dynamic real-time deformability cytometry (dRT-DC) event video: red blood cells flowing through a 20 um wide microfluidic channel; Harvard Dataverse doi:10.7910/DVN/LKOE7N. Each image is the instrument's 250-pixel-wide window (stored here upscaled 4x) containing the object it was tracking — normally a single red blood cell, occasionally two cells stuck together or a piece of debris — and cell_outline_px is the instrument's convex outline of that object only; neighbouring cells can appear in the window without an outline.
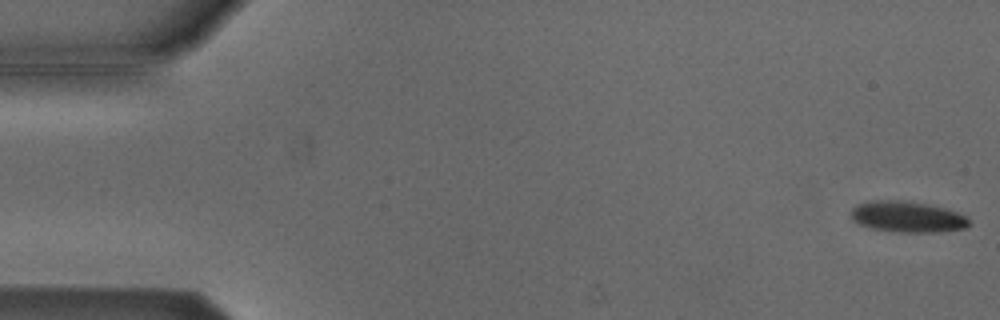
{"species": "Egyptian fruit bat (a non-hibernating species)", "species_latin": "Rousettus aegyptiacus", "temperature_condition": "cold", "stored_images_in_passage": 5, "camera_frame_rate_fps": 3000, "um_per_image_px": 0.085, "animal": {"sex": "male"}, "frame": {"image": 1, "passage_image": 1, "time_ms": 0.0, "image_size_px": [1000, 320], "cell_outline_px": [[972, 224], [964, 228], [936, 232], [900, 232], [872, 228], [860, 224], [852, 220], [852, 208], [856, 204], [872, 200], [904, 200], [928, 204], [944, 208], [968, 216]], "centroid_in_image_um": [77.15, 18.42], "position_along_channel_um": 7.9, "area_um2": 21.39}}
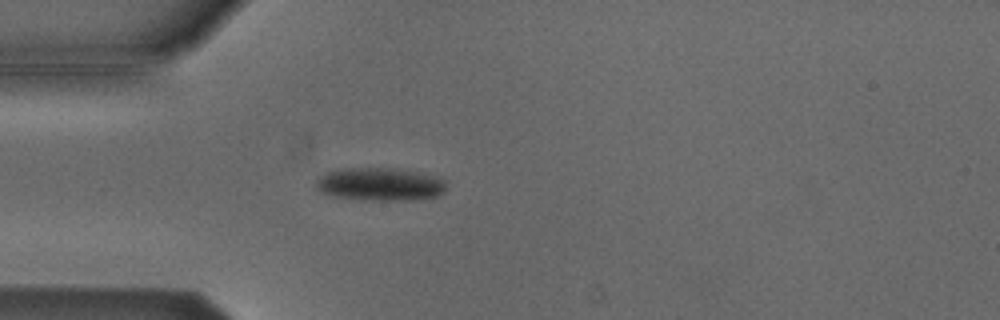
{"frame": {"image": 2, "passage_image": 5, "time_ms": 1.333, "image_size_px": [1000, 320], "cell_outline_px": [[444, 192], [436, 196], [424, 200], [360, 200], [336, 196], [320, 192], [316, 188], [316, 180], [320, 176], [328, 172], [348, 168], [392, 168], [432, 176], [444, 180]], "centroid_in_image_um": [32.27, 15.68], "position_along_channel_um": 52.7, "area_um2": 24.8}}